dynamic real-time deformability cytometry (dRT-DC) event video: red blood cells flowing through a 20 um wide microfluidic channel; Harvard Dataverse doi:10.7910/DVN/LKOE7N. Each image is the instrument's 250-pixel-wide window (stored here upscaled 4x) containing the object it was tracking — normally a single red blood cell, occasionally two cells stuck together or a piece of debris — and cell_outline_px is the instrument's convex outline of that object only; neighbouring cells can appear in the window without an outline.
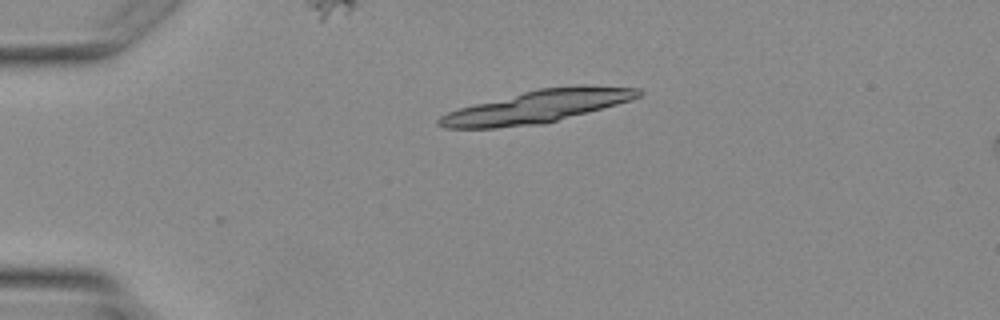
{"species": "Egyptian fruit bat (a non-hibernating species)", "species_latin": "Rousettus aegyptiacus", "temperature_condition": "warm", "stored_images_in_passage": 3, "camera_frame_rate_fps": 3000, "um_per_image_px": 0.085, "animal": {"sex": "female"}, "frame": {"image": 1, "passage_image": 1, "time_ms": 0.0, "image_size_px": [1000, 320], "cell_outline_px": [[644, 92], [640, 96], [632, 100], [556, 120], [540, 124], [496, 128], [444, 128], [436, 124], [436, 120], [440, 116], [448, 112], [460, 108], [540, 88], [580, 84], [584, 84], [640, 88]], "centroid_in_image_um": [45.71, 9.05], "position_along_channel_um": 39.3, "area_um2": 37.45}}